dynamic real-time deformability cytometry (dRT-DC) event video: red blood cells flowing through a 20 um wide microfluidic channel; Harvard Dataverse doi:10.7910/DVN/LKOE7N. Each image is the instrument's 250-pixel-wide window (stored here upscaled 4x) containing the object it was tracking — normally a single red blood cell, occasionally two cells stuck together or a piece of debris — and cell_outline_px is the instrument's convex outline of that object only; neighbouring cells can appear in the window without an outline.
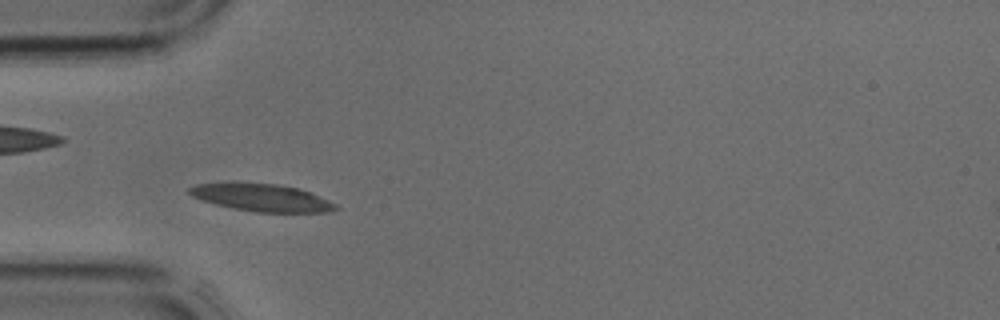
{"species": "common noctule bat (a hibernating species)", "species_latin": "Nyctalus noctula", "temperature_condition": "cold", "stored_images_in_passage": 3, "camera_frame_rate_fps": 3000, "um_per_image_px": 0.085, "animal": {"sex": "male", "body_mass_g": 17.9, "forearm_length_mm": 54.2}, "frame": {"image": 1, "passage_image": 2, "time_ms": 0.333, "image_size_px": [1000, 320], "cell_outline_px": [[340, 208], [332, 212], [256, 212], [232, 208], [200, 200], [192, 196], [188, 192], [188, 188], [196, 184], [236, 180], [276, 184], [296, 188], [308, 192], [328, 200], [336, 204]], "centroid_in_image_um": [22.16, 16.76], "position_along_channel_um": 62.8, "area_um2": 23.93}}